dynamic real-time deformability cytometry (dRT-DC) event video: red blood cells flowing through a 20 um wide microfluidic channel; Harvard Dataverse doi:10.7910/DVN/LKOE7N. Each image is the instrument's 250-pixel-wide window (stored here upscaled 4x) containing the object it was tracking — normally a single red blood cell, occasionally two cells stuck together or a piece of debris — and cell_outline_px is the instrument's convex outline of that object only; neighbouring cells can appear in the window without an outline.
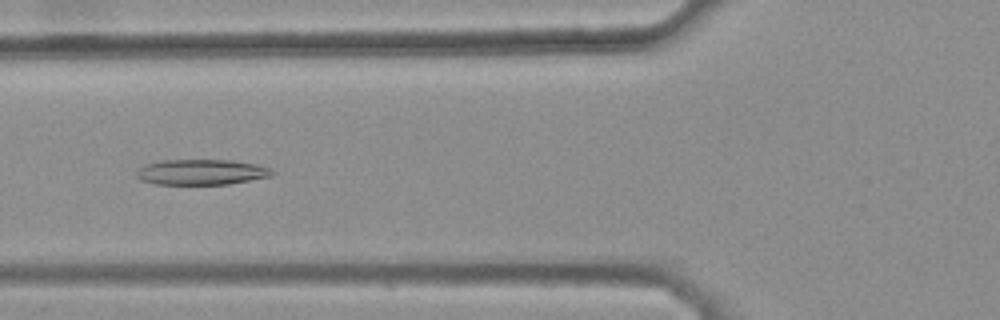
{"species": "common noctule bat (a hibernating species)", "species_latin": "Nyctalus noctula", "temperature_condition": "warm", "stored_images_in_passage": 29, "camera_frame_rate_fps": 3000, "um_per_image_px": 0.085, "animal": {"sex": "female", "body_mass_g": 25.1}, "frame": {"image": 1, "passage_image": 8, "time_ms": 2.333, "image_size_px": [1000, 320], "cell_outline_px": [[276, 172], [272, 176], [228, 184], [156, 184], [140, 180], [136, 176], [136, 172], [144, 164], [160, 160], [232, 160], [256, 164], [272, 168]], "centroid_in_image_um": [17.13, 14.62], "position_along_channel_um": 108.7, "area_um2": 20.29}}
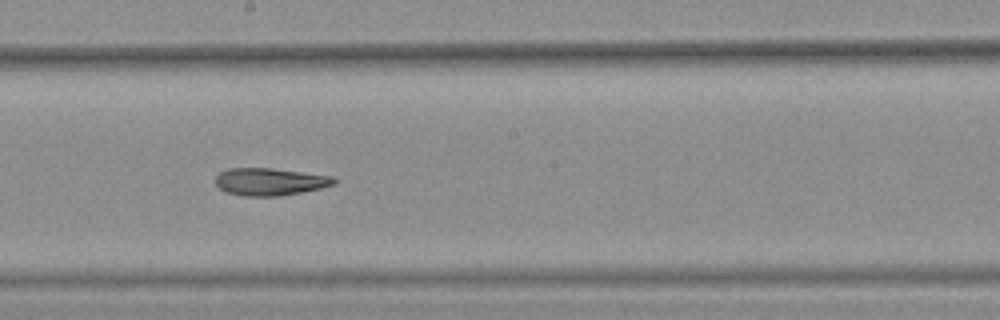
{"frame": {"image": 2, "passage_image": 17, "time_ms": 5.333, "image_size_px": [1000, 320], "cell_outline_px": [[336, 184], [320, 188], [280, 196], [244, 196], [224, 192], [216, 184], [216, 176], [220, 172], [228, 168], [272, 168], [336, 176]], "centroid_in_image_um": [22.96, 15.44], "position_along_channel_um": 225.2, "area_um2": 19.07}}
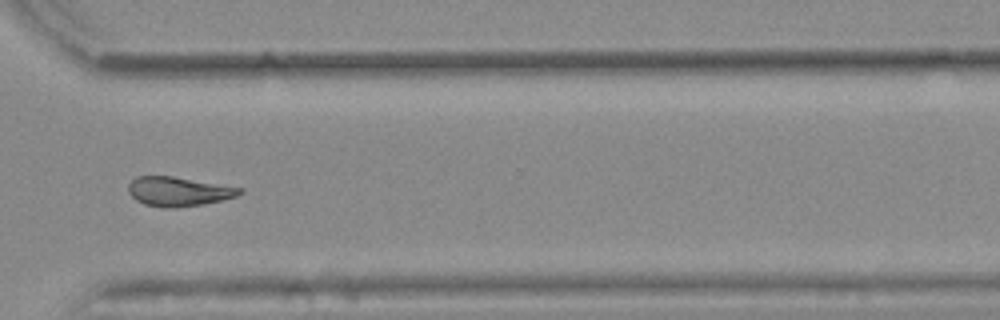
{"frame": {"image": 3, "passage_image": 27, "time_ms": 8.667, "image_size_px": [1000, 320], "cell_outline_px": [[244, 192], [236, 196], [204, 204], [176, 208], [160, 208], [144, 204], [136, 200], [128, 192], [128, 184], [136, 176], [172, 176], [244, 188]], "centroid_in_image_um": [15.16, 16.28], "position_along_channel_um": 355.4, "area_um2": 19.13}, "authors_computed_cell_mechanics": {"area_um2": 19.1896, "velocity_mm_per_s": 3.8868, "shape_relaxation_time_tau1_ms": null, "shape_relaxation_time_tau2_ms": 4.3873, "deformation_change_tau1": null, "deformation_change_tau2": 0.126}}